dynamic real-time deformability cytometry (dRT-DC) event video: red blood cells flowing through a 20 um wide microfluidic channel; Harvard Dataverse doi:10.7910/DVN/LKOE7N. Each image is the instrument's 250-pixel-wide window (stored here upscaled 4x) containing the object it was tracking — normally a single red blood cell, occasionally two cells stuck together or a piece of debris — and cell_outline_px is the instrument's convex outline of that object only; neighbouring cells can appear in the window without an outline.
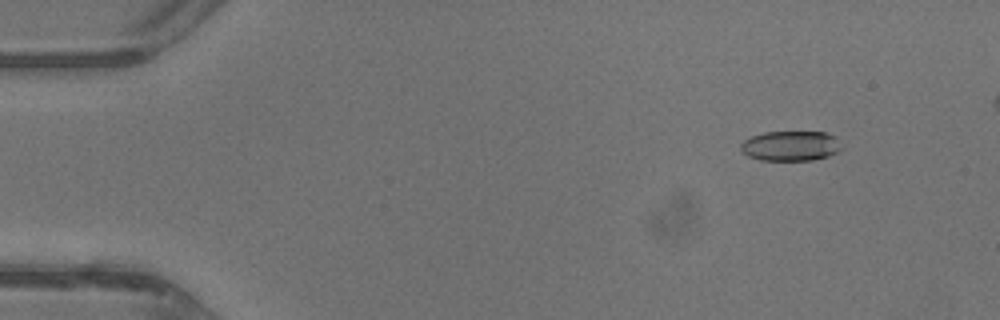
{"species": "common noctule bat (a hibernating species)", "species_latin": "Nyctalus noctula", "temperature_condition": "warm", "stored_images_in_passage": 36, "camera_frame_rate_fps": 3000, "um_per_image_px": 0.085, "animal": {"sex": "male", "body_mass_g": 13.3}, "frame": {"image": 1, "passage_image": 3, "time_ms": 0.667, "image_size_px": [1000, 320], "cell_outline_px": [[840, 148], [836, 152], [828, 156], [812, 160], [760, 160], [748, 156], [740, 148], [740, 144], [744, 140], [752, 136], [764, 132], [824, 132], [836, 136]], "centroid_in_image_um": [67.18, 12.4], "position_along_channel_um": 17.8, "area_um2": 17.46}}
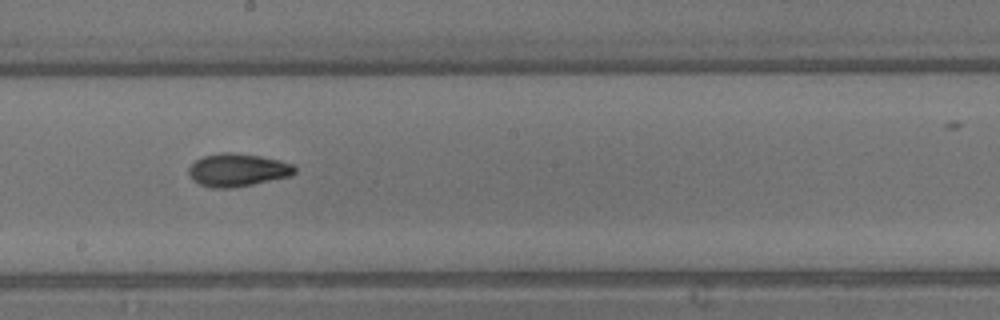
{"frame": {"image": 2, "passage_image": 23, "time_ms": 7.333, "image_size_px": [1000, 320], "cell_outline_px": [[296, 172], [292, 176], [232, 188], [212, 188], [200, 184], [192, 180], [188, 172], [188, 168], [196, 160], [204, 156], [220, 152], [232, 152], [260, 156], [280, 160], [292, 164], [296, 168]], "centroid_in_image_um": [20.2, 14.45], "position_along_channel_um": 228.0, "area_um2": 20.4}}
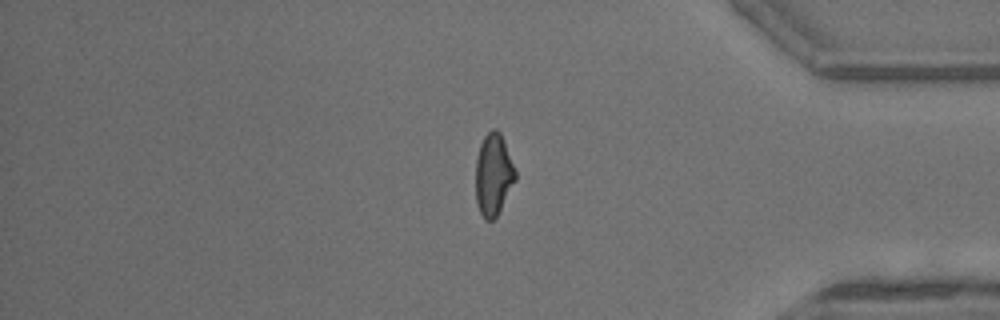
{"frame": {"image": 3, "passage_image": 35, "time_ms": 11.333, "image_size_px": [1000, 320], "cell_outline_px": [[516, 180], [496, 216], [492, 220], [484, 220], [480, 212], [476, 200], [476, 160], [480, 144], [484, 136], [492, 128], [496, 128], [500, 132], [504, 140], [516, 172]], "centroid_in_image_um": [41.93, 14.82], "position_along_channel_um": 393.3, "area_um2": 18.84}}